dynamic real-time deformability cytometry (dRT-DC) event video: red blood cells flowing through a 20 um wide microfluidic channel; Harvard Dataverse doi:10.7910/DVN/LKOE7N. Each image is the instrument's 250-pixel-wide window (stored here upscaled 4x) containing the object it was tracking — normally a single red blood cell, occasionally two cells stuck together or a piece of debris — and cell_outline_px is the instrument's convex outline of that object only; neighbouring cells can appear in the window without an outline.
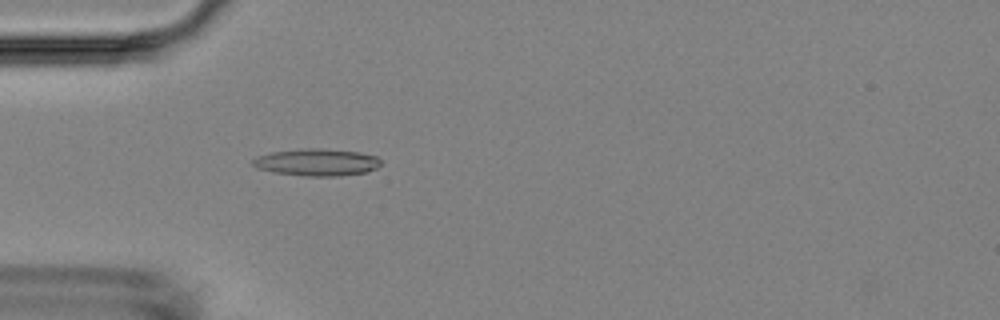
{"species": "Egyptian fruit bat (a non-hibernating species)", "species_latin": "Rousettus aegyptiacus", "temperature_condition": "room temperature", "stored_images_in_passage": 34, "camera_frame_rate_fps": 3000, "um_per_image_px": 0.085, "animal": {"sex": "female"}, "frame": {"image": 1, "passage_image": 5, "time_ms": 1.333, "image_size_px": [1000, 320], "cell_outline_px": [[380, 164], [376, 168], [368, 172], [340, 176], [304, 176], [272, 172], [256, 168], [252, 164], [252, 160], [256, 156], [272, 152], [300, 148], [320, 148], [360, 152], [376, 156], [380, 160]], "centroid_in_image_um": [26.91, 13.79], "position_along_channel_um": 58.1, "area_um2": 20.46}}
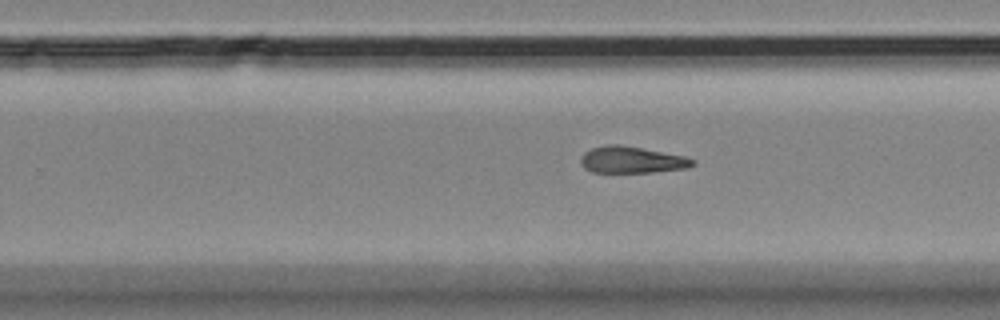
{"frame": {"image": 2, "passage_image": 23, "time_ms": 7.333, "image_size_px": [1000, 320], "cell_outline_px": [[696, 164], [688, 168], [652, 172], [592, 172], [584, 168], [580, 164], [580, 156], [584, 152], [592, 148], [604, 144], [620, 144], [684, 156], [696, 160]], "centroid_in_image_um": [53.68, 13.58], "position_along_channel_um": 276.1, "area_um2": 17.51}}
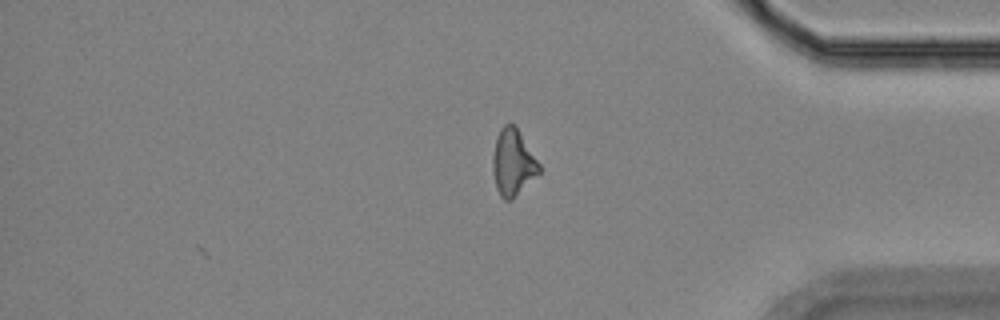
{"frame": {"image": 3, "passage_image": 34, "time_ms": 11.0, "image_size_px": [1000, 320], "cell_outline_px": [[540, 172], [512, 200], [504, 200], [500, 196], [496, 188], [492, 172], [492, 156], [496, 136], [500, 128], [504, 124], [512, 124], [516, 128], [540, 164]], "centroid_in_image_um": [43.56, 13.84], "position_along_channel_um": 391.6, "area_um2": 17.86}, "authors_computed_cell_mechanics": {"area_um2": 18.1203, "velocity_mm_per_s": 3.69, "shape_relaxation_time_tau1_ms": 6.4444, "shape_relaxation_time_tau2_ms": null, "deformation_change_tau1": 0.1468, "deformation_change_tau2": null}}